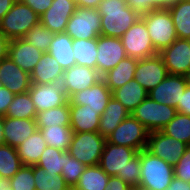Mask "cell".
Returning a JSON list of instances; mask_svg holds the SVG:
<instances>
[{
    "instance_id": "22",
    "label": "cell",
    "mask_w": 190,
    "mask_h": 190,
    "mask_svg": "<svg viewBox=\"0 0 190 190\" xmlns=\"http://www.w3.org/2000/svg\"><path fill=\"white\" fill-rule=\"evenodd\" d=\"M37 129L35 119L3 117L4 144L17 148Z\"/></svg>"
},
{
    "instance_id": "6",
    "label": "cell",
    "mask_w": 190,
    "mask_h": 190,
    "mask_svg": "<svg viewBox=\"0 0 190 190\" xmlns=\"http://www.w3.org/2000/svg\"><path fill=\"white\" fill-rule=\"evenodd\" d=\"M106 138L97 132H74L68 148L71 157L85 166L98 165Z\"/></svg>"
},
{
    "instance_id": "11",
    "label": "cell",
    "mask_w": 190,
    "mask_h": 190,
    "mask_svg": "<svg viewBox=\"0 0 190 190\" xmlns=\"http://www.w3.org/2000/svg\"><path fill=\"white\" fill-rule=\"evenodd\" d=\"M187 147V144L164 134L162 131H154L149 133L146 150L174 166Z\"/></svg>"
},
{
    "instance_id": "50",
    "label": "cell",
    "mask_w": 190,
    "mask_h": 190,
    "mask_svg": "<svg viewBox=\"0 0 190 190\" xmlns=\"http://www.w3.org/2000/svg\"><path fill=\"white\" fill-rule=\"evenodd\" d=\"M102 0H75L77 7L97 9Z\"/></svg>"
},
{
    "instance_id": "33",
    "label": "cell",
    "mask_w": 190,
    "mask_h": 190,
    "mask_svg": "<svg viewBox=\"0 0 190 190\" xmlns=\"http://www.w3.org/2000/svg\"><path fill=\"white\" fill-rule=\"evenodd\" d=\"M47 146L68 152L69 145L72 141L74 132L70 126H49L39 129Z\"/></svg>"
},
{
    "instance_id": "15",
    "label": "cell",
    "mask_w": 190,
    "mask_h": 190,
    "mask_svg": "<svg viewBox=\"0 0 190 190\" xmlns=\"http://www.w3.org/2000/svg\"><path fill=\"white\" fill-rule=\"evenodd\" d=\"M102 80V75L93 68L74 65L64 70L61 85L68 98Z\"/></svg>"
},
{
    "instance_id": "36",
    "label": "cell",
    "mask_w": 190,
    "mask_h": 190,
    "mask_svg": "<svg viewBox=\"0 0 190 190\" xmlns=\"http://www.w3.org/2000/svg\"><path fill=\"white\" fill-rule=\"evenodd\" d=\"M22 167L16 148L0 145V177L10 180Z\"/></svg>"
},
{
    "instance_id": "7",
    "label": "cell",
    "mask_w": 190,
    "mask_h": 190,
    "mask_svg": "<svg viewBox=\"0 0 190 190\" xmlns=\"http://www.w3.org/2000/svg\"><path fill=\"white\" fill-rule=\"evenodd\" d=\"M176 108L158 103L147 96L130 114L149 132L161 131L176 115Z\"/></svg>"
},
{
    "instance_id": "51",
    "label": "cell",
    "mask_w": 190,
    "mask_h": 190,
    "mask_svg": "<svg viewBox=\"0 0 190 190\" xmlns=\"http://www.w3.org/2000/svg\"><path fill=\"white\" fill-rule=\"evenodd\" d=\"M14 2V0H0V20L11 9Z\"/></svg>"
},
{
    "instance_id": "49",
    "label": "cell",
    "mask_w": 190,
    "mask_h": 190,
    "mask_svg": "<svg viewBox=\"0 0 190 190\" xmlns=\"http://www.w3.org/2000/svg\"><path fill=\"white\" fill-rule=\"evenodd\" d=\"M166 190H190V182L174 177Z\"/></svg>"
},
{
    "instance_id": "19",
    "label": "cell",
    "mask_w": 190,
    "mask_h": 190,
    "mask_svg": "<svg viewBox=\"0 0 190 190\" xmlns=\"http://www.w3.org/2000/svg\"><path fill=\"white\" fill-rule=\"evenodd\" d=\"M111 97L112 91L101 80L97 84L71 95L68 100L69 104L87 105V107L97 110L101 116Z\"/></svg>"
},
{
    "instance_id": "45",
    "label": "cell",
    "mask_w": 190,
    "mask_h": 190,
    "mask_svg": "<svg viewBox=\"0 0 190 190\" xmlns=\"http://www.w3.org/2000/svg\"><path fill=\"white\" fill-rule=\"evenodd\" d=\"M15 94H13L5 86L0 87V116L5 117L6 111L14 99Z\"/></svg>"
},
{
    "instance_id": "5",
    "label": "cell",
    "mask_w": 190,
    "mask_h": 190,
    "mask_svg": "<svg viewBox=\"0 0 190 190\" xmlns=\"http://www.w3.org/2000/svg\"><path fill=\"white\" fill-rule=\"evenodd\" d=\"M141 18L146 24L152 45L158 53L178 38L168 9H155Z\"/></svg>"
},
{
    "instance_id": "42",
    "label": "cell",
    "mask_w": 190,
    "mask_h": 190,
    "mask_svg": "<svg viewBox=\"0 0 190 190\" xmlns=\"http://www.w3.org/2000/svg\"><path fill=\"white\" fill-rule=\"evenodd\" d=\"M138 16L143 17L155 9H168L180 0H125Z\"/></svg>"
},
{
    "instance_id": "30",
    "label": "cell",
    "mask_w": 190,
    "mask_h": 190,
    "mask_svg": "<svg viewBox=\"0 0 190 190\" xmlns=\"http://www.w3.org/2000/svg\"><path fill=\"white\" fill-rule=\"evenodd\" d=\"M109 177L99 165L86 166L72 190H105Z\"/></svg>"
},
{
    "instance_id": "31",
    "label": "cell",
    "mask_w": 190,
    "mask_h": 190,
    "mask_svg": "<svg viewBox=\"0 0 190 190\" xmlns=\"http://www.w3.org/2000/svg\"><path fill=\"white\" fill-rule=\"evenodd\" d=\"M179 39L190 40V0H180L168 8Z\"/></svg>"
},
{
    "instance_id": "23",
    "label": "cell",
    "mask_w": 190,
    "mask_h": 190,
    "mask_svg": "<svg viewBox=\"0 0 190 190\" xmlns=\"http://www.w3.org/2000/svg\"><path fill=\"white\" fill-rule=\"evenodd\" d=\"M64 69L57 60L44 53L31 72V82L34 84L61 83Z\"/></svg>"
},
{
    "instance_id": "20",
    "label": "cell",
    "mask_w": 190,
    "mask_h": 190,
    "mask_svg": "<svg viewBox=\"0 0 190 190\" xmlns=\"http://www.w3.org/2000/svg\"><path fill=\"white\" fill-rule=\"evenodd\" d=\"M43 54L23 38L12 39L8 42L7 56L29 74L34 70Z\"/></svg>"
},
{
    "instance_id": "52",
    "label": "cell",
    "mask_w": 190,
    "mask_h": 190,
    "mask_svg": "<svg viewBox=\"0 0 190 190\" xmlns=\"http://www.w3.org/2000/svg\"><path fill=\"white\" fill-rule=\"evenodd\" d=\"M9 40L0 32V60L7 56Z\"/></svg>"
},
{
    "instance_id": "9",
    "label": "cell",
    "mask_w": 190,
    "mask_h": 190,
    "mask_svg": "<svg viewBox=\"0 0 190 190\" xmlns=\"http://www.w3.org/2000/svg\"><path fill=\"white\" fill-rule=\"evenodd\" d=\"M101 15L97 9L76 7L67 23L65 33L72 39H92L101 35Z\"/></svg>"
},
{
    "instance_id": "12",
    "label": "cell",
    "mask_w": 190,
    "mask_h": 190,
    "mask_svg": "<svg viewBox=\"0 0 190 190\" xmlns=\"http://www.w3.org/2000/svg\"><path fill=\"white\" fill-rule=\"evenodd\" d=\"M127 57L120 38L99 35L97 38L96 70L104 75L113 69L120 60Z\"/></svg>"
},
{
    "instance_id": "4",
    "label": "cell",
    "mask_w": 190,
    "mask_h": 190,
    "mask_svg": "<svg viewBox=\"0 0 190 190\" xmlns=\"http://www.w3.org/2000/svg\"><path fill=\"white\" fill-rule=\"evenodd\" d=\"M39 22L40 16L31 7L22 1L14 2L0 20V32L8 40L23 38Z\"/></svg>"
},
{
    "instance_id": "26",
    "label": "cell",
    "mask_w": 190,
    "mask_h": 190,
    "mask_svg": "<svg viewBox=\"0 0 190 190\" xmlns=\"http://www.w3.org/2000/svg\"><path fill=\"white\" fill-rule=\"evenodd\" d=\"M130 112L113 96L100 116L98 132L107 138Z\"/></svg>"
},
{
    "instance_id": "27",
    "label": "cell",
    "mask_w": 190,
    "mask_h": 190,
    "mask_svg": "<svg viewBox=\"0 0 190 190\" xmlns=\"http://www.w3.org/2000/svg\"><path fill=\"white\" fill-rule=\"evenodd\" d=\"M73 39L66 33H54L48 53L66 70L76 65L73 54Z\"/></svg>"
},
{
    "instance_id": "28",
    "label": "cell",
    "mask_w": 190,
    "mask_h": 190,
    "mask_svg": "<svg viewBox=\"0 0 190 190\" xmlns=\"http://www.w3.org/2000/svg\"><path fill=\"white\" fill-rule=\"evenodd\" d=\"M47 144L41 131L37 129L31 136L23 141L16 150L23 165H36Z\"/></svg>"
},
{
    "instance_id": "46",
    "label": "cell",
    "mask_w": 190,
    "mask_h": 190,
    "mask_svg": "<svg viewBox=\"0 0 190 190\" xmlns=\"http://www.w3.org/2000/svg\"><path fill=\"white\" fill-rule=\"evenodd\" d=\"M22 2L41 16L51 6L53 0H22Z\"/></svg>"
},
{
    "instance_id": "53",
    "label": "cell",
    "mask_w": 190,
    "mask_h": 190,
    "mask_svg": "<svg viewBox=\"0 0 190 190\" xmlns=\"http://www.w3.org/2000/svg\"><path fill=\"white\" fill-rule=\"evenodd\" d=\"M9 187H10L9 180L0 177V190L8 189Z\"/></svg>"
},
{
    "instance_id": "44",
    "label": "cell",
    "mask_w": 190,
    "mask_h": 190,
    "mask_svg": "<svg viewBox=\"0 0 190 190\" xmlns=\"http://www.w3.org/2000/svg\"><path fill=\"white\" fill-rule=\"evenodd\" d=\"M174 175L178 179L190 182V146L186 148L184 154L174 165Z\"/></svg>"
},
{
    "instance_id": "56",
    "label": "cell",
    "mask_w": 190,
    "mask_h": 190,
    "mask_svg": "<svg viewBox=\"0 0 190 190\" xmlns=\"http://www.w3.org/2000/svg\"><path fill=\"white\" fill-rule=\"evenodd\" d=\"M3 84H2V81H1V75H0V87H2Z\"/></svg>"
},
{
    "instance_id": "47",
    "label": "cell",
    "mask_w": 190,
    "mask_h": 190,
    "mask_svg": "<svg viewBox=\"0 0 190 190\" xmlns=\"http://www.w3.org/2000/svg\"><path fill=\"white\" fill-rule=\"evenodd\" d=\"M176 111L178 113L190 116V87H186L181 97V101H178Z\"/></svg>"
},
{
    "instance_id": "38",
    "label": "cell",
    "mask_w": 190,
    "mask_h": 190,
    "mask_svg": "<svg viewBox=\"0 0 190 190\" xmlns=\"http://www.w3.org/2000/svg\"><path fill=\"white\" fill-rule=\"evenodd\" d=\"M161 131L190 146V116L177 112Z\"/></svg>"
},
{
    "instance_id": "1",
    "label": "cell",
    "mask_w": 190,
    "mask_h": 190,
    "mask_svg": "<svg viewBox=\"0 0 190 190\" xmlns=\"http://www.w3.org/2000/svg\"><path fill=\"white\" fill-rule=\"evenodd\" d=\"M109 176H116L133 188L140 183V151L109 143L104 145L98 164Z\"/></svg>"
},
{
    "instance_id": "3",
    "label": "cell",
    "mask_w": 190,
    "mask_h": 190,
    "mask_svg": "<svg viewBox=\"0 0 190 190\" xmlns=\"http://www.w3.org/2000/svg\"><path fill=\"white\" fill-rule=\"evenodd\" d=\"M175 177L174 166L154 156L146 149L140 151V190H166Z\"/></svg>"
},
{
    "instance_id": "24",
    "label": "cell",
    "mask_w": 190,
    "mask_h": 190,
    "mask_svg": "<svg viewBox=\"0 0 190 190\" xmlns=\"http://www.w3.org/2000/svg\"><path fill=\"white\" fill-rule=\"evenodd\" d=\"M70 127L73 132H97L100 115L87 105L69 104Z\"/></svg>"
},
{
    "instance_id": "34",
    "label": "cell",
    "mask_w": 190,
    "mask_h": 190,
    "mask_svg": "<svg viewBox=\"0 0 190 190\" xmlns=\"http://www.w3.org/2000/svg\"><path fill=\"white\" fill-rule=\"evenodd\" d=\"M37 128L49 126H70L69 101L56 108L41 111L36 115Z\"/></svg>"
},
{
    "instance_id": "16",
    "label": "cell",
    "mask_w": 190,
    "mask_h": 190,
    "mask_svg": "<svg viewBox=\"0 0 190 190\" xmlns=\"http://www.w3.org/2000/svg\"><path fill=\"white\" fill-rule=\"evenodd\" d=\"M135 80L147 91L154 89L168 75L163 59L157 53L140 59L135 70Z\"/></svg>"
},
{
    "instance_id": "10",
    "label": "cell",
    "mask_w": 190,
    "mask_h": 190,
    "mask_svg": "<svg viewBox=\"0 0 190 190\" xmlns=\"http://www.w3.org/2000/svg\"><path fill=\"white\" fill-rule=\"evenodd\" d=\"M127 57L145 59L158 52L152 45V40L142 18H139L120 38Z\"/></svg>"
},
{
    "instance_id": "54",
    "label": "cell",
    "mask_w": 190,
    "mask_h": 190,
    "mask_svg": "<svg viewBox=\"0 0 190 190\" xmlns=\"http://www.w3.org/2000/svg\"><path fill=\"white\" fill-rule=\"evenodd\" d=\"M4 144L3 117L0 116V145Z\"/></svg>"
},
{
    "instance_id": "8",
    "label": "cell",
    "mask_w": 190,
    "mask_h": 190,
    "mask_svg": "<svg viewBox=\"0 0 190 190\" xmlns=\"http://www.w3.org/2000/svg\"><path fill=\"white\" fill-rule=\"evenodd\" d=\"M149 131L131 114L106 138L109 143L123 145L138 152L146 149Z\"/></svg>"
},
{
    "instance_id": "39",
    "label": "cell",
    "mask_w": 190,
    "mask_h": 190,
    "mask_svg": "<svg viewBox=\"0 0 190 190\" xmlns=\"http://www.w3.org/2000/svg\"><path fill=\"white\" fill-rule=\"evenodd\" d=\"M36 165L43 168L46 173L61 174L64 166V151L46 146Z\"/></svg>"
},
{
    "instance_id": "55",
    "label": "cell",
    "mask_w": 190,
    "mask_h": 190,
    "mask_svg": "<svg viewBox=\"0 0 190 190\" xmlns=\"http://www.w3.org/2000/svg\"><path fill=\"white\" fill-rule=\"evenodd\" d=\"M183 76H184L186 85L190 87V69Z\"/></svg>"
},
{
    "instance_id": "37",
    "label": "cell",
    "mask_w": 190,
    "mask_h": 190,
    "mask_svg": "<svg viewBox=\"0 0 190 190\" xmlns=\"http://www.w3.org/2000/svg\"><path fill=\"white\" fill-rule=\"evenodd\" d=\"M36 190H71L61 174L46 173L37 165H32Z\"/></svg>"
},
{
    "instance_id": "43",
    "label": "cell",
    "mask_w": 190,
    "mask_h": 190,
    "mask_svg": "<svg viewBox=\"0 0 190 190\" xmlns=\"http://www.w3.org/2000/svg\"><path fill=\"white\" fill-rule=\"evenodd\" d=\"M9 182L13 190H36L32 165H23Z\"/></svg>"
},
{
    "instance_id": "21",
    "label": "cell",
    "mask_w": 190,
    "mask_h": 190,
    "mask_svg": "<svg viewBox=\"0 0 190 190\" xmlns=\"http://www.w3.org/2000/svg\"><path fill=\"white\" fill-rule=\"evenodd\" d=\"M0 75L3 86L13 94L28 92L31 88V76L22 70L8 56L0 60Z\"/></svg>"
},
{
    "instance_id": "40",
    "label": "cell",
    "mask_w": 190,
    "mask_h": 190,
    "mask_svg": "<svg viewBox=\"0 0 190 190\" xmlns=\"http://www.w3.org/2000/svg\"><path fill=\"white\" fill-rule=\"evenodd\" d=\"M54 33L50 32L40 22L32 27V29L23 37L29 44L35 46L43 53H48L50 42Z\"/></svg>"
},
{
    "instance_id": "14",
    "label": "cell",
    "mask_w": 190,
    "mask_h": 190,
    "mask_svg": "<svg viewBox=\"0 0 190 190\" xmlns=\"http://www.w3.org/2000/svg\"><path fill=\"white\" fill-rule=\"evenodd\" d=\"M168 74L183 76L190 69V40L177 38L159 53Z\"/></svg>"
},
{
    "instance_id": "48",
    "label": "cell",
    "mask_w": 190,
    "mask_h": 190,
    "mask_svg": "<svg viewBox=\"0 0 190 190\" xmlns=\"http://www.w3.org/2000/svg\"><path fill=\"white\" fill-rule=\"evenodd\" d=\"M133 187L121 178L110 176L105 190H132Z\"/></svg>"
},
{
    "instance_id": "32",
    "label": "cell",
    "mask_w": 190,
    "mask_h": 190,
    "mask_svg": "<svg viewBox=\"0 0 190 190\" xmlns=\"http://www.w3.org/2000/svg\"><path fill=\"white\" fill-rule=\"evenodd\" d=\"M73 54L77 65L96 69L97 38L73 39Z\"/></svg>"
},
{
    "instance_id": "13",
    "label": "cell",
    "mask_w": 190,
    "mask_h": 190,
    "mask_svg": "<svg viewBox=\"0 0 190 190\" xmlns=\"http://www.w3.org/2000/svg\"><path fill=\"white\" fill-rule=\"evenodd\" d=\"M29 94L37 113L66 104L68 96L61 83L31 84Z\"/></svg>"
},
{
    "instance_id": "25",
    "label": "cell",
    "mask_w": 190,
    "mask_h": 190,
    "mask_svg": "<svg viewBox=\"0 0 190 190\" xmlns=\"http://www.w3.org/2000/svg\"><path fill=\"white\" fill-rule=\"evenodd\" d=\"M138 59L126 57L111 70L102 75V80L113 92L135 78V70Z\"/></svg>"
},
{
    "instance_id": "18",
    "label": "cell",
    "mask_w": 190,
    "mask_h": 190,
    "mask_svg": "<svg viewBox=\"0 0 190 190\" xmlns=\"http://www.w3.org/2000/svg\"><path fill=\"white\" fill-rule=\"evenodd\" d=\"M186 87L184 76L168 74L161 83L148 92V96L158 103L176 108Z\"/></svg>"
},
{
    "instance_id": "17",
    "label": "cell",
    "mask_w": 190,
    "mask_h": 190,
    "mask_svg": "<svg viewBox=\"0 0 190 190\" xmlns=\"http://www.w3.org/2000/svg\"><path fill=\"white\" fill-rule=\"evenodd\" d=\"M76 7L75 0H53L51 6L40 16V23L52 33H65Z\"/></svg>"
},
{
    "instance_id": "41",
    "label": "cell",
    "mask_w": 190,
    "mask_h": 190,
    "mask_svg": "<svg viewBox=\"0 0 190 190\" xmlns=\"http://www.w3.org/2000/svg\"><path fill=\"white\" fill-rule=\"evenodd\" d=\"M85 168L86 166L84 164L79 162L76 158L71 157L68 152H64V166L61 175L71 189L77 184Z\"/></svg>"
},
{
    "instance_id": "57",
    "label": "cell",
    "mask_w": 190,
    "mask_h": 190,
    "mask_svg": "<svg viewBox=\"0 0 190 190\" xmlns=\"http://www.w3.org/2000/svg\"><path fill=\"white\" fill-rule=\"evenodd\" d=\"M3 190H13L11 187H9L8 189H3Z\"/></svg>"
},
{
    "instance_id": "29",
    "label": "cell",
    "mask_w": 190,
    "mask_h": 190,
    "mask_svg": "<svg viewBox=\"0 0 190 190\" xmlns=\"http://www.w3.org/2000/svg\"><path fill=\"white\" fill-rule=\"evenodd\" d=\"M112 96L131 113L148 96V92L135 79H132L115 89Z\"/></svg>"
},
{
    "instance_id": "2",
    "label": "cell",
    "mask_w": 190,
    "mask_h": 190,
    "mask_svg": "<svg viewBox=\"0 0 190 190\" xmlns=\"http://www.w3.org/2000/svg\"><path fill=\"white\" fill-rule=\"evenodd\" d=\"M101 15V35L121 38L139 19L125 0H102L97 8Z\"/></svg>"
},
{
    "instance_id": "35",
    "label": "cell",
    "mask_w": 190,
    "mask_h": 190,
    "mask_svg": "<svg viewBox=\"0 0 190 190\" xmlns=\"http://www.w3.org/2000/svg\"><path fill=\"white\" fill-rule=\"evenodd\" d=\"M37 111L30 97L29 92L15 94L9 105L5 117L16 119H35Z\"/></svg>"
}]
</instances>
